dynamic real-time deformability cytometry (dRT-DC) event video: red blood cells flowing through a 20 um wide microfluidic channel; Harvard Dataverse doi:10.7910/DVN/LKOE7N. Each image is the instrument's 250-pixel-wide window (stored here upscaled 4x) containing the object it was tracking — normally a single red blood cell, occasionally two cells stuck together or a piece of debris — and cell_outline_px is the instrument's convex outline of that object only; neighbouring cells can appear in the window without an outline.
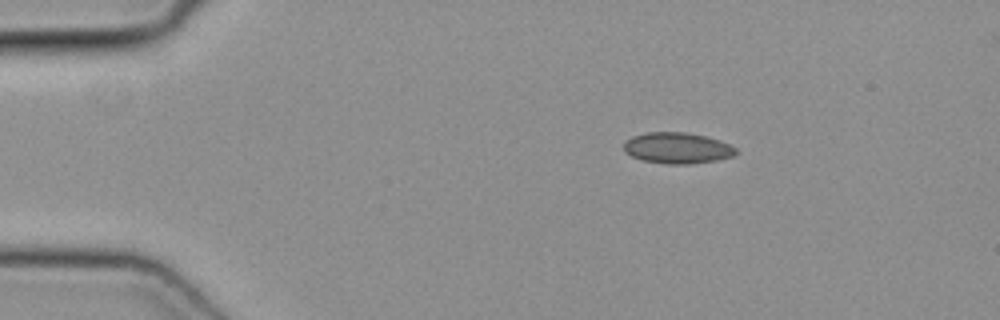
{"species": "common noctule bat (a hibernating species)", "species_latin": "Nyctalus noctula", "temperature_condition": "cold", "stored_images_in_passage": 42, "camera_frame_rate_fps": 3000, "um_per_image_px": 0.085, "animal": {"sex": "female", "body_mass_g": 19.3, "forearm_length_mm": 54.1}, "frame": {"image": 1, "passage_image": 1, "time_ms": 0.0, "image_size_px": [1000, 320], "cell_outline_px": [[736, 156], [716, 160], [688, 164], [668, 164], [640, 160], [624, 152], [624, 140], [632, 136], [648, 132], [688, 132], [720, 140], [736, 148]], "centroid_in_image_um": [57.55, 12.58], "position_along_channel_um": 27.5, "area_um2": 20.4}}
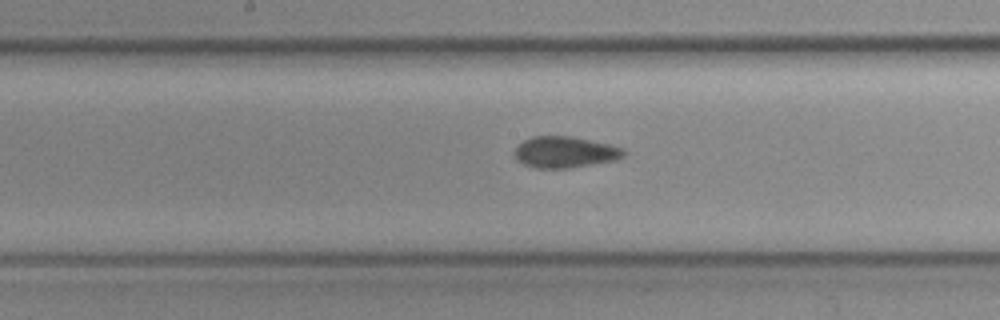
{"frame": {"image": 2, "passage_image": 18, "time_ms": 5.667, "image_size_px": [1000, 320], "cell_outline_px": [[624, 156], [616, 160], [568, 168], [536, 168], [524, 164], [516, 160], [516, 148], [524, 140], [532, 136], [568, 136], [608, 144], [624, 148]], "centroid_in_image_um": [48.02, 12.93], "position_along_channel_um": 200.2, "area_um2": 19.59}}
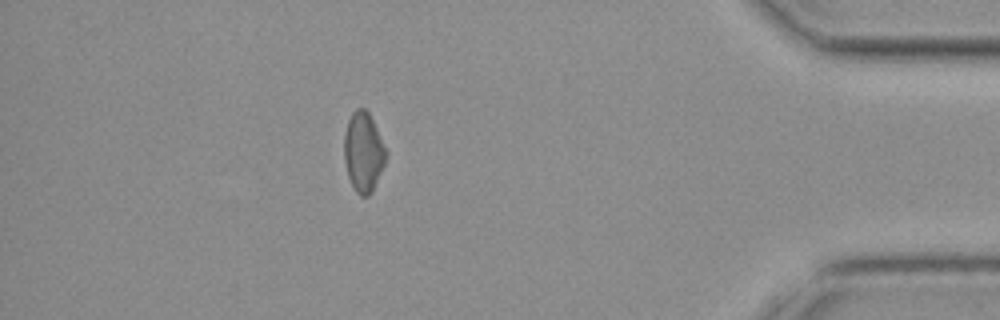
{"frame": {"image": 3, "passage_image": 36, "time_ms": 11.667, "image_size_px": [1000, 320], "cell_outline_px": [[388, 152], [384, 164], [372, 192], [368, 196], [360, 196], [356, 192], [348, 176], [344, 160], [344, 132], [348, 120], [352, 112], [356, 108], [364, 108], [368, 112]], "centroid_in_image_um": [30.88, 12.92], "position_along_channel_um": 404.3, "area_um2": 19.36}}